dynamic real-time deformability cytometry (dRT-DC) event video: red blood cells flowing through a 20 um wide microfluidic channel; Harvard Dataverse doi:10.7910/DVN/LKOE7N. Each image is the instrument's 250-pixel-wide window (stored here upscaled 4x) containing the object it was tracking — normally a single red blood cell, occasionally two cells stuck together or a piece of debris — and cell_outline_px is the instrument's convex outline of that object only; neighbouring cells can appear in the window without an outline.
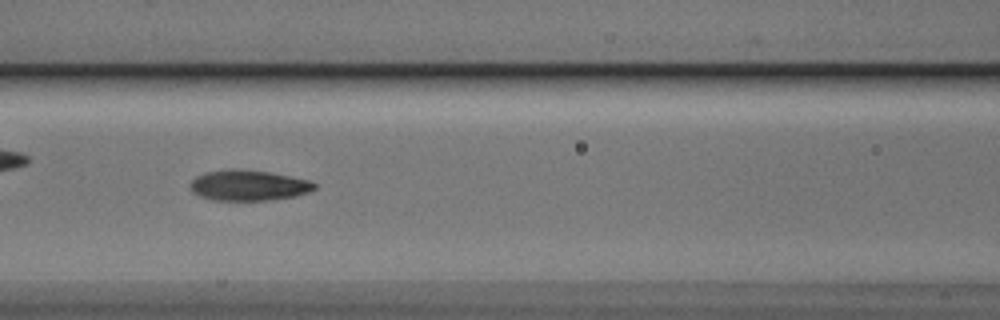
{"species": "Egyptian fruit bat (a non-hibernating species)", "species_latin": "Rousettus aegyptiacus", "temperature_condition": "cold", "stored_images_in_passage": 53, "camera_frame_rate_fps": 3000, "um_per_image_px": 0.085, "animal": {"sex": "male"}, "frame": {"image": 1, "passage_image": 23, "time_ms": 7.333, "image_size_px": [1000, 320], "cell_outline_px": [[316, 188], [308, 192], [296, 196], [268, 200], [212, 200], [200, 196], [192, 192], [192, 180], [196, 176], [208, 172], [232, 168], [268, 172], [308, 180], [316, 184]], "centroid_in_image_um": [21.12, 15.76], "position_along_channel_um": 145.5, "area_um2": 21.85}}
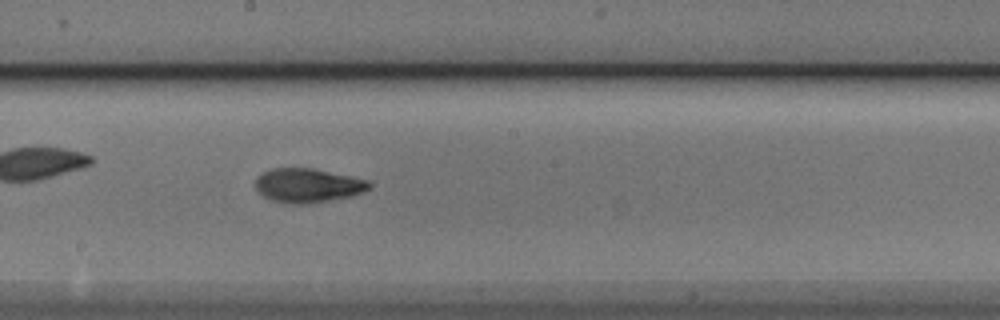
{"frame": {"image": 2, "passage_image": 29, "time_ms": 9.333, "image_size_px": [1000, 320], "cell_outline_px": [[372, 188], [352, 196], [308, 204], [288, 204], [272, 200], [256, 192], [256, 176], [272, 168], [312, 168], [368, 180], [372, 184]], "centroid_in_image_um": [26.15, 15.77], "position_along_channel_um": 222.0, "area_um2": 22.72}}
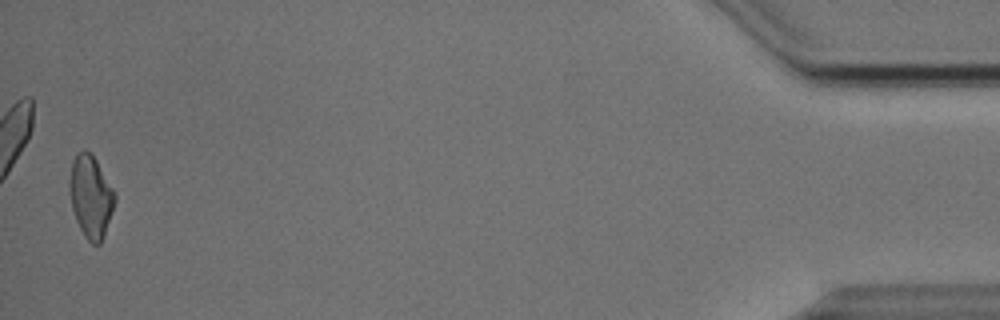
{"frame": {"image": 3, "passage_image": 52, "time_ms": 17.0, "image_size_px": [1000, 320], "cell_outline_px": [[116, 200], [104, 236], [100, 244], [92, 244], [84, 236], [76, 220], [72, 208], [68, 192], [68, 184], [72, 160], [76, 152], [84, 148], [96, 160], [112, 188], [116, 196]], "centroid_in_image_um": [7.68, 16.7], "position_along_channel_um": 427.5, "area_um2": 21.79}, "authors_computed_cell_mechanics": {"area_um2": 21.6172, "velocity_mm_per_s": 3.8382, "shape_relaxation_time_tau1_ms": 4.1112, "shape_relaxation_time_tau2_ms": 1.7695, "deformation_change_tau1": 0.1568, "deformation_change_tau2": 0.0729}}